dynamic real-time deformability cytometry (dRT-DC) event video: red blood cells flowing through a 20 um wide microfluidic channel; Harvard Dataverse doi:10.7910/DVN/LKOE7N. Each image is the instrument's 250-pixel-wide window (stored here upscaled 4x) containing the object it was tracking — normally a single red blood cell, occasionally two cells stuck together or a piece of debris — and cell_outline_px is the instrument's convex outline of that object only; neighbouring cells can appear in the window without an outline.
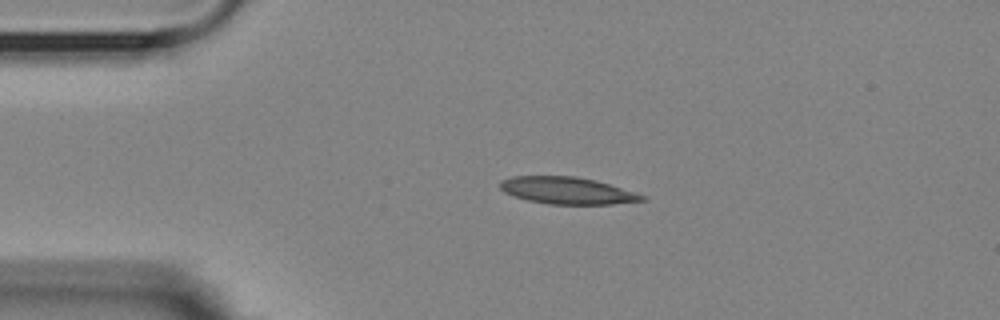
{"species": "Egyptian fruit bat (a non-hibernating species)", "species_latin": "Rousettus aegyptiacus", "temperature_condition": "room temperature", "stored_images_in_passage": 44, "camera_frame_rate_fps": 3000, "um_per_image_px": 0.085, "animal": {"sex": "female"}, "frame": {"image": 1, "passage_image": 1, "time_ms": 0.0, "image_size_px": [1000, 320], "cell_outline_px": [[648, 200], [612, 204], [548, 204], [528, 200], [504, 192], [500, 188], [500, 180], [512, 176], [576, 176], [596, 180], [636, 192], [648, 196]], "centroid_in_image_um": [48.26, 16.19], "position_along_channel_um": 36.7, "area_um2": 22.43}}
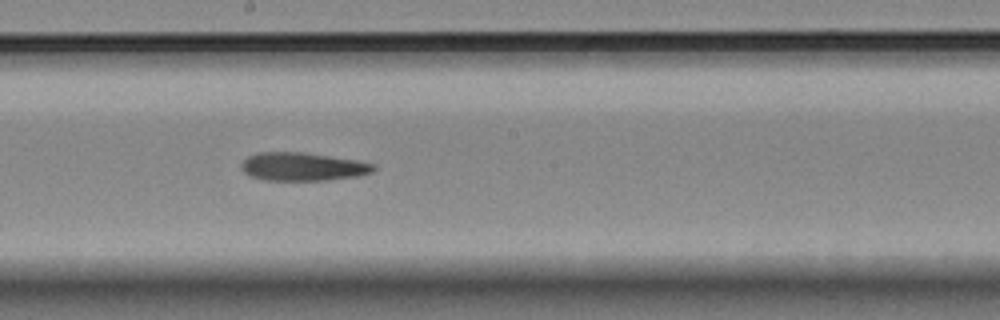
{"frame": {"image": 2, "passage_image": 19, "time_ms": 6.0, "image_size_px": [1000, 320], "cell_outline_px": [[376, 168], [372, 172], [356, 176], [328, 180], [264, 180], [252, 176], [244, 172], [240, 168], [240, 164], [248, 156], [256, 152], [304, 152], [356, 160], [376, 164]], "centroid_in_image_um": [25.71, 14.16], "position_along_channel_um": 222.5, "area_um2": 21.79}}
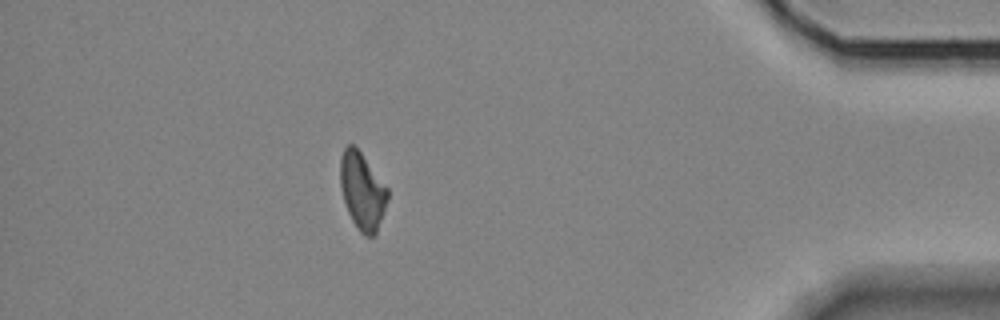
{"frame": {"image": 3, "passage_image": 38, "time_ms": 12.333, "image_size_px": [1000, 320], "cell_outline_px": [[388, 200], [376, 232], [372, 236], [364, 236], [356, 228], [348, 212], [340, 188], [340, 156], [344, 148], [348, 144], [352, 144], [360, 152], [388, 188]], "centroid_in_image_um": [30.78, 16.24], "position_along_channel_um": 404.4, "area_um2": 21.1}}